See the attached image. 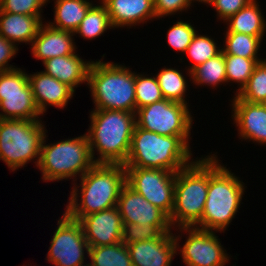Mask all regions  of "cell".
Returning a JSON list of instances; mask_svg holds the SVG:
<instances>
[{
	"label": "cell",
	"mask_w": 266,
	"mask_h": 266,
	"mask_svg": "<svg viewBox=\"0 0 266 266\" xmlns=\"http://www.w3.org/2000/svg\"><path fill=\"white\" fill-rule=\"evenodd\" d=\"M126 185L124 164L95 163L82 177L80 196L73 187L68 206L64 212L73 220L79 221L89 214L117 206L122 188Z\"/></svg>",
	"instance_id": "obj_1"
},
{
	"label": "cell",
	"mask_w": 266,
	"mask_h": 266,
	"mask_svg": "<svg viewBox=\"0 0 266 266\" xmlns=\"http://www.w3.org/2000/svg\"><path fill=\"white\" fill-rule=\"evenodd\" d=\"M91 126L86 133L95 163L125 164L131 146L135 113L93 109ZM94 148L99 158L94 157Z\"/></svg>",
	"instance_id": "obj_2"
},
{
	"label": "cell",
	"mask_w": 266,
	"mask_h": 266,
	"mask_svg": "<svg viewBox=\"0 0 266 266\" xmlns=\"http://www.w3.org/2000/svg\"><path fill=\"white\" fill-rule=\"evenodd\" d=\"M188 139L189 136L159 135L135 125L124 166L178 172L193 162Z\"/></svg>",
	"instance_id": "obj_3"
},
{
	"label": "cell",
	"mask_w": 266,
	"mask_h": 266,
	"mask_svg": "<svg viewBox=\"0 0 266 266\" xmlns=\"http://www.w3.org/2000/svg\"><path fill=\"white\" fill-rule=\"evenodd\" d=\"M243 184L218 163L216 155H208V193L201 220L194 227L224 231L239 208L245 191Z\"/></svg>",
	"instance_id": "obj_4"
},
{
	"label": "cell",
	"mask_w": 266,
	"mask_h": 266,
	"mask_svg": "<svg viewBox=\"0 0 266 266\" xmlns=\"http://www.w3.org/2000/svg\"><path fill=\"white\" fill-rule=\"evenodd\" d=\"M87 84L95 109L135 113V72L125 66L101 60L92 62Z\"/></svg>",
	"instance_id": "obj_5"
},
{
	"label": "cell",
	"mask_w": 266,
	"mask_h": 266,
	"mask_svg": "<svg viewBox=\"0 0 266 266\" xmlns=\"http://www.w3.org/2000/svg\"><path fill=\"white\" fill-rule=\"evenodd\" d=\"M208 193V157L176 172L171 226L194 227L204 211Z\"/></svg>",
	"instance_id": "obj_6"
},
{
	"label": "cell",
	"mask_w": 266,
	"mask_h": 266,
	"mask_svg": "<svg viewBox=\"0 0 266 266\" xmlns=\"http://www.w3.org/2000/svg\"><path fill=\"white\" fill-rule=\"evenodd\" d=\"M42 141L37 167L45 181H59L72 177L80 178L95 164L87 135L45 145Z\"/></svg>",
	"instance_id": "obj_7"
},
{
	"label": "cell",
	"mask_w": 266,
	"mask_h": 266,
	"mask_svg": "<svg viewBox=\"0 0 266 266\" xmlns=\"http://www.w3.org/2000/svg\"><path fill=\"white\" fill-rule=\"evenodd\" d=\"M41 120L0 119V160L15 171L34 158L40 159L46 134Z\"/></svg>",
	"instance_id": "obj_8"
},
{
	"label": "cell",
	"mask_w": 266,
	"mask_h": 266,
	"mask_svg": "<svg viewBox=\"0 0 266 266\" xmlns=\"http://www.w3.org/2000/svg\"><path fill=\"white\" fill-rule=\"evenodd\" d=\"M188 105L163 99L135 112L136 126L164 136H190L192 117Z\"/></svg>",
	"instance_id": "obj_9"
},
{
	"label": "cell",
	"mask_w": 266,
	"mask_h": 266,
	"mask_svg": "<svg viewBox=\"0 0 266 266\" xmlns=\"http://www.w3.org/2000/svg\"><path fill=\"white\" fill-rule=\"evenodd\" d=\"M0 119L38 120L28 74L20 68L0 71Z\"/></svg>",
	"instance_id": "obj_10"
},
{
	"label": "cell",
	"mask_w": 266,
	"mask_h": 266,
	"mask_svg": "<svg viewBox=\"0 0 266 266\" xmlns=\"http://www.w3.org/2000/svg\"><path fill=\"white\" fill-rule=\"evenodd\" d=\"M125 169L126 184L170 217L174 206L176 172L140 167Z\"/></svg>",
	"instance_id": "obj_11"
},
{
	"label": "cell",
	"mask_w": 266,
	"mask_h": 266,
	"mask_svg": "<svg viewBox=\"0 0 266 266\" xmlns=\"http://www.w3.org/2000/svg\"><path fill=\"white\" fill-rule=\"evenodd\" d=\"M58 220L57 229L51 239L47 260L55 266H88L84 264V251L87 254L89 244L86 241L81 224L65 213Z\"/></svg>",
	"instance_id": "obj_12"
},
{
	"label": "cell",
	"mask_w": 266,
	"mask_h": 266,
	"mask_svg": "<svg viewBox=\"0 0 266 266\" xmlns=\"http://www.w3.org/2000/svg\"><path fill=\"white\" fill-rule=\"evenodd\" d=\"M188 232L181 251L183 262L187 266H224L229 257L222 248L214 231L197 227H179Z\"/></svg>",
	"instance_id": "obj_13"
},
{
	"label": "cell",
	"mask_w": 266,
	"mask_h": 266,
	"mask_svg": "<svg viewBox=\"0 0 266 266\" xmlns=\"http://www.w3.org/2000/svg\"><path fill=\"white\" fill-rule=\"evenodd\" d=\"M78 222L89 246L114 245L122 241L123 222L117 207L89 214Z\"/></svg>",
	"instance_id": "obj_14"
},
{
	"label": "cell",
	"mask_w": 266,
	"mask_h": 266,
	"mask_svg": "<svg viewBox=\"0 0 266 266\" xmlns=\"http://www.w3.org/2000/svg\"><path fill=\"white\" fill-rule=\"evenodd\" d=\"M163 233L159 238L127 244L133 266H170L177 254L178 238ZM178 247V248H177Z\"/></svg>",
	"instance_id": "obj_15"
},
{
	"label": "cell",
	"mask_w": 266,
	"mask_h": 266,
	"mask_svg": "<svg viewBox=\"0 0 266 266\" xmlns=\"http://www.w3.org/2000/svg\"><path fill=\"white\" fill-rule=\"evenodd\" d=\"M123 224H171L169 216L136 193L127 184L122 188L117 206Z\"/></svg>",
	"instance_id": "obj_16"
},
{
	"label": "cell",
	"mask_w": 266,
	"mask_h": 266,
	"mask_svg": "<svg viewBox=\"0 0 266 266\" xmlns=\"http://www.w3.org/2000/svg\"><path fill=\"white\" fill-rule=\"evenodd\" d=\"M232 115L241 138L266 144V108L261 103H249L236 95Z\"/></svg>",
	"instance_id": "obj_17"
},
{
	"label": "cell",
	"mask_w": 266,
	"mask_h": 266,
	"mask_svg": "<svg viewBox=\"0 0 266 266\" xmlns=\"http://www.w3.org/2000/svg\"><path fill=\"white\" fill-rule=\"evenodd\" d=\"M28 78L35 104L42 115L46 111L47 105L63 109L75 93L67 84L45 74L43 71L33 75L30 74Z\"/></svg>",
	"instance_id": "obj_18"
},
{
	"label": "cell",
	"mask_w": 266,
	"mask_h": 266,
	"mask_svg": "<svg viewBox=\"0 0 266 266\" xmlns=\"http://www.w3.org/2000/svg\"><path fill=\"white\" fill-rule=\"evenodd\" d=\"M73 35L75 33L42 24L31 44L32 54L43 62L56 56L72 55L76 50Z\"/></svg>",
	"instance_id": "obj_19"
},
{
	"label": "cell",
	"mask_w": 266,
	"mask_h": 266,
	"mask_svg": "<svg viewBox=\"0 0 266 266\" xmlns=\"http://www.w3.org/2000/svg\"><path fill=\"white\" fill-rule=\"evenodd\" d=\"M113 27L133 26L156 18L153 0H101Z\"/></svg>",
	"instance_id": "obj_20"
},
{
	"label": "cell",
	"mask_w": 266,
	"mask_h": 266,
	"mask_svg": "<svg viewBox=\"0 0 266 266\" xmlns=\"http://www.w3.org/2000/svg\"><path fill=\"white\" fill-rule=\"evenodd\" d=\"M45 74L50 75L58 81L67 84L75 91V87L88 81V73L91 62H84L78 54L56 56L43 62Z\"/></svg>",
	"instance_id": "obj_21"
},
{
	"label": "cell",
	"mask_w": 266,
	"mask_h": 266,
	"mask_svg": "<svg viewBox=\"0 0 266 266\" xmlns=\"http://www.w3.org/2000/svg\"><path fill=\"white\" fill-rule=\"evenodd\" d=\"M42 16L0 11V35L15 43H31L41 27Z\"/></svg>",
	"instance_id": "obj_22"
},
{
	"label": "cell",
	"mask_w": 266,
	"mask_h": 266,
	"mask_svg": "<svg viewBox=\"0 0 266 266\" xmlns=\"http://www.w3.org/2000/svg\"><path fill=\"white\" fill-rule=\"evenodd\" d=\"M55 4L54 23L48 25L72 33L77 30L89 8L94 5L89 0H56Z\"/></svg>",
	"instance_id": "obj_23"
},
{
	"label": "cell",
	"mask_w": 266,
	"mask_h": 266,
	"mask_svg": "<svg viewBox=\"0 0 266 266\" xmlns=\"http://www.w3.org/2000/svg\"><path fill=\"white\" fill-rule=\"evenodd\" d=\"M261 13L257 1H251L247 6L240 9L226 21L229 23L227 32H236L251 36H264L266 22Z\"/></svg>",
	"instance_id": "obj_24"
},
{
	"label": "cell",
	"mask_w": 266,
	"mask_h": 266,
	"mask_svg": "<svg viewBox=\"0 0 266 266\" xmlns=\"http://www.w3.org/2000/svg\"><path fill=\"white\" fill-rule=\"evenodd\" d=\"M88 266H133L129 249L122 241L114 245L89 246Z\"/></svg>",
	"instance_id": "obj_25"
},
{
	"label": "cell",
	"mask_w": 266,
	"mask_h": 266,
	"mask_svg": "<svg viewBox=\"0 0 266 266\" xmlns=\"http://www.w3.org/2000/svg\"><path fill=\"white\" fill-rule=\"evenodd\" d=\"M191 78L196 85L206 84L213 87L227 82L223 51L194 68L191 71Z\"/></svg>",
	"instance_id": "obj_26"
},
{
	"label": "cell",
	"mask_w": 266,
	"mask_h": 266,
	"mask_svg": "<svg viewBox=\"0 0 266 266\" xmlns=\"http://www.w3.org/2000/svg\"><path fill=\"white\" fill-rule=\"evenodd\" d=\"M114 28L107 7L101 1V5L99 6H91L80 23L77 30L74 32L76 34H80L84 39H93L96 37L103 35L104 31L107 29Z\"/></svg>",
	"instance_id": "obj_27"
},
{
	"label": "cell",
	"mask_w": 266,
	"mask_h": 266,
	"mask_svg": "<svg viewBox=\"0 0 266 266\" xmlns=\"http://www.w3.org/2000/svg\"><path fill=\"white\" fill-rule=\"evenodd\" d=\"M263 36H251L236 32H226L224 55H235L250 59H259L257 53Z\"/></svg>",
	"instance_id": "obj_28"
},
{
	"label": "cell",
	"mask_w": 266,
	"mask_h": 266,
	"mask_svg": "<svg viewBox=\"0 0 266 266\" xmlns=\"http://www.w3.org/2000/svg\"><path fill=\"white\" fill-rule=\"evenodd\" d=\"M164 99L187 105L184 95L187 88L183 74L173 68H164L156 75Z\"/></svg>",
	"instance_id": "obj_29"
},
{
	"label": "cell",
	"mask_w": 266,
	"mask_h": 266,
	"mask_svg": "<svg viewBox=\"0 0 266 266\" xmlns=\"http://www.w3.org/2000/svg\"><path fill=\"white\" fill-rule=\"evenodd\" d=\"M264 59H250L235 55H225L227 82L233 81L240 85L238 92L247 84L255 66Z\"/></svg>",
	"instance_id": "obj_30"
},
{
	"label": "cell",
	"mask_w": 266,
	"mask_h": 266,
	"mask_svg": "<svg viewBox=\"0 0 266 266\" xmlns=\"http://www.w3.org/2000/svg\"><path fill=\"white\" fill-rule=\"evenodd\" d=\"M236 96L249 103H261L266 97V59L259 62L241 91Z\"/></svg>",
	"instance_id": "obj_31"
},
{
	"label": "cell",
	"mask_w": 266,
	"mask_h": 266,
	"mask_svg": "<svg viewBox=\"0 0 266 266\" xmlns=\"http://www.w3.org/2000/svg\"><path fill=\"white\" fill-rule=\"evenodd\" d=\"M171 224H123L122 242L131 244L143 240L159 238L163 233L171 232Z\"/></svg>",
	"instance_id": "obj_32"
},
{
	"label": "cell",
	"mask_w": 266,
	"mask_h": 266,
	"mask_svg": "<svg viewBox=\"0 0 266 266\" xmlns=\"http://www.w3.org/2000/svg\"><path fill=\"white\" fill-rule=\"evenodd\" d=\"M217 43L213 39L209 38L206 35H200L197 32L194 34L191 44L188 46L185 54L194 61L193 65L188 69L189 76H191V71L203 64L208 59L218 55L222 49H219Z\"/></svg>",
	"instance_id": "obj_33"
},
{
	"label": "cell",
	"mask_w": 266,
	"mask_h": 266,
	"mask_svg": "<svg viewBox=\"0 0 266 266\" xmlns=\"http://www.w3.org/2000/svg\"><path fill=\"white\" fill-rule=\"evenodd\" d=\"M136 110L164 99L156 77L135 73Z\"/></svg>",
	"instance_id": "obj_34"
},
{
	"label": "cell",
	"mask_w": 266,
	"mask_h": 266,
	"mask_svg": "<svg viewBox=\"0 0 266 266\" xmlns=\"http://www.w3.org/2000/svg\"><path fill=\"white\" fill-rule=\"evenodd\" d=\"M195 33L196 30L190 23L178 21L168 30V44L173 49L185 53Z\"/></svg>",
	"instance_id": "obj_35"
},
{
	"label": "cell",
	"mask_w": 266,
	"mask_h": 266,
	"mask_svg": "<svg viewBox=\"0 0 266 266\" xmlns=\"http://www.w3.org/2000/svg\"><path fill=\"white\" fill-rule=\"evenodd\" d=\"M48 0H0V11L41 16V7Z\"/></svg>",
	"instance_id": "obj_36"
},
{
	"label": "cell",
	"mask_w": 266,
	"mask_h": 266,
	"mask_svg": "<svg viewBox=\"0 0 266 266\" xmlns=\"http://www.w3.org/2000/svg\"><path fill=\"white\" fill-rule=\"evenodd\" d=\"M253 0H213L211 5L224 22Z\"/></svg>",
	"instance_id": "obj_37"
},
{
	"label": "cell",
	"mask_w": 266,
	"mask_h": 266,
	"mask_svg": "<svg viewBox=\"0 0 266 266\" xmlns=\"http://www.w3.org/2000/svg\"><path fill=\"white\" fill-rule=\"evenodd\" d=\"M155 16L160 18L190 8L189 0H153Z\"/></svg>",
	"instance_id": "obj_38"
},
{
	"label": "cell",
	"mask_w": 266,
	"mask_h": 266,
	"mask_svg": "<svg viewBox=\"0 0 266 266\" xmlns=\"http://www.w3.org/2000/svg\"><path fill=\"white\" fill-rule=\"evenodd\" d=\"M16 45L0 35V71L15 69L12 65H8V61L17 53Z\"/></svg>",
	"instance_id": "obj_39"
},
{
	"label": "cell",
	"mask_w": 266,
	"mask_h": 266,
	"mask_svg": "<svg viewBox=\"0 0 266 266\" xmlns=\"http://www.w3.org/2000/svg\"><path fill=\"white\" fill-rule=\"evenodd\" d=\"M190 4L192 3V1H198V2H202V3H207L211 6V3L213 2V0H189Z\"/></svg>",
	"instance_id": "obj_40"
},
{
	"label": "cell",
	"mask_w": 266,
	"mask_h": 266,
	"mask_svg": "<svg viewBox=\"0 0 266 266\" xmlns=\"http://www.w3.org/2000/svg\"><path fill=\"white\" fill-rule=\"evenodd\" d=\"M261 104L266 108V97H265V99L261 102Z\"/></svg>",
	"instance_id": "obj_41"
}]
</instances>
